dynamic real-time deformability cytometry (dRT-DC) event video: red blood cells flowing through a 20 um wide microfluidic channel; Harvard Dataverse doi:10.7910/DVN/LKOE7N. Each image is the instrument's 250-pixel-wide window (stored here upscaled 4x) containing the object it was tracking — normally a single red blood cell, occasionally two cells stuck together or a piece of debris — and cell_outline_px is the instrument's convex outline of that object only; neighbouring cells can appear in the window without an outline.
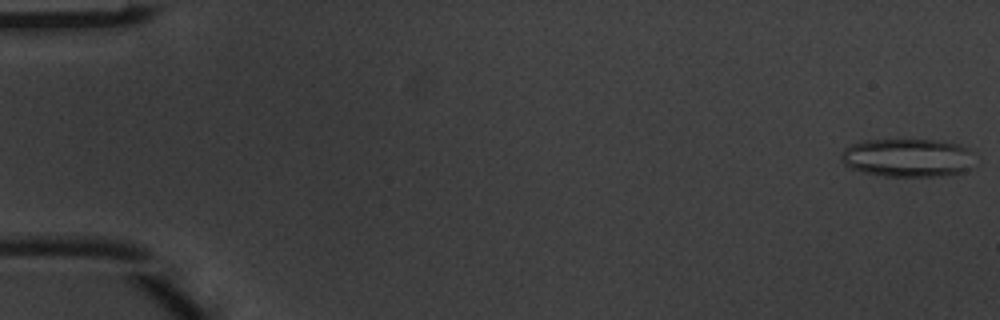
{"species": "common noctule bat (a hibernating species)", "species_latin": "Nyctalus noctula", "temperature_condition": "warm", "stored_images_in_passage": 5, "camera_frame_rate_fps": 3000, "um_per_image_px": 0.085, "animal": {"sex": "male", "body_mass_g": 20.1, "forearm_length_mm": 53.5}, "frame": {"image": 1, "passage_image": 1, "time_ms": 0.0, "image_size_px": [1000, 320], "cell_outline_px": [[972, 168], [964, 172], [944, 176], [884, 176], [864, 172], [852, 168], [844, 164], [840, 160], [840, 156], [844, 148], [852, 144], [864, 140], [936, 140], [956, 144], [968, 148]], "centroid_in_image_um": [77.11, 13.41], "position_along_channel_um": 7.9, "area_um2": 29.71}}